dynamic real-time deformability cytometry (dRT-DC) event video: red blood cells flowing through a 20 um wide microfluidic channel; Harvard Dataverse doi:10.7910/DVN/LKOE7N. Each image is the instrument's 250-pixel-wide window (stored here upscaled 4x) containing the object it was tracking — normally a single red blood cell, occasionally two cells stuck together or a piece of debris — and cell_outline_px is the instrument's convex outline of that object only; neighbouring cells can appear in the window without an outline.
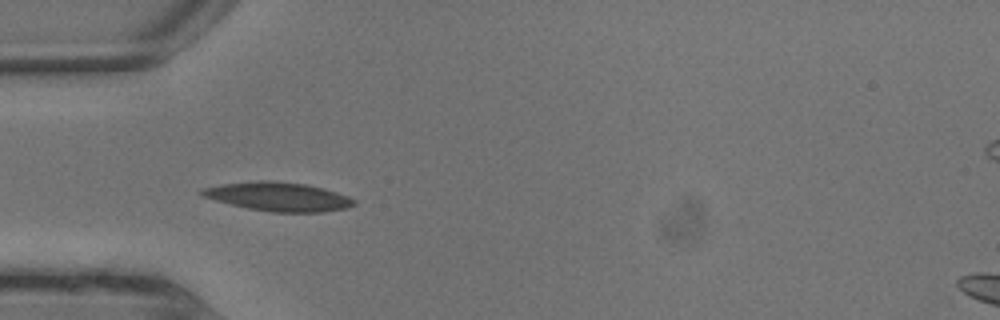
{"species": "common noctule bat (a hibernating species)", "species_latin": "Nyctalus noctula", "temperature_condition": "warm", "stored_images_in_passage": 7, "camera_frame_rate_fps": 3000, "um_per_image_px": 0.085, "animal": {"sex": "male", "body_mass_g": 13.3}, "frame": {"image": 1, "passage_image": 6, "time_ms": 1.667, "image_size_px": [1000, 320], "cell_outline_px": [[352, 204], [336, 208], [304, 212], [292, 212], [260, 208], [240, 204], [224, 200], [212, 196], [204, 192], [212, 188], [236, 184], [296, 184], [316, 188], [352, 200]], "centroid_in_image_um": [23.8, 16.75], "position_along_channel_um": 61.2, "area_um2": 20.46}}
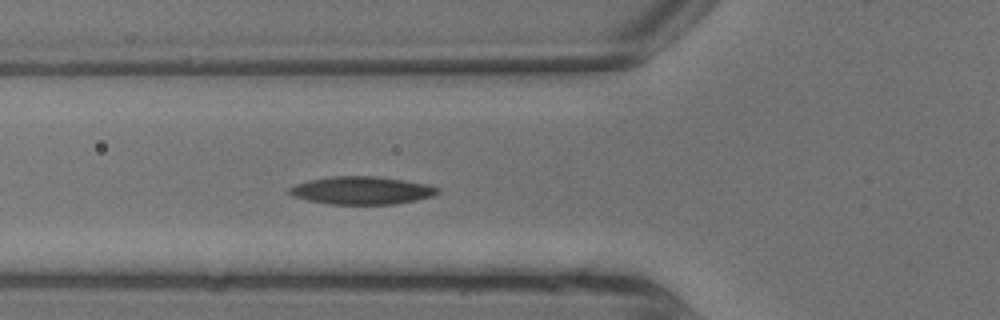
{"frame": {"image": 2, "passage_image": 7, "time_ms": 2.0, "image_size_px": [1000, 320], "cell_outline_px": [[436, 192], [424, 196], [408, 200], [380, 204], [348, 204], [320, 200], [304, 196], [292, 192], [292, 188], [304, 184], [320, 180], [392, 180], [416, 184], [432, 188]], "centroid_in_image_um": [30.8, 16.26], "position_along_channel_um": 95.0, "area_um2": 18.96}}